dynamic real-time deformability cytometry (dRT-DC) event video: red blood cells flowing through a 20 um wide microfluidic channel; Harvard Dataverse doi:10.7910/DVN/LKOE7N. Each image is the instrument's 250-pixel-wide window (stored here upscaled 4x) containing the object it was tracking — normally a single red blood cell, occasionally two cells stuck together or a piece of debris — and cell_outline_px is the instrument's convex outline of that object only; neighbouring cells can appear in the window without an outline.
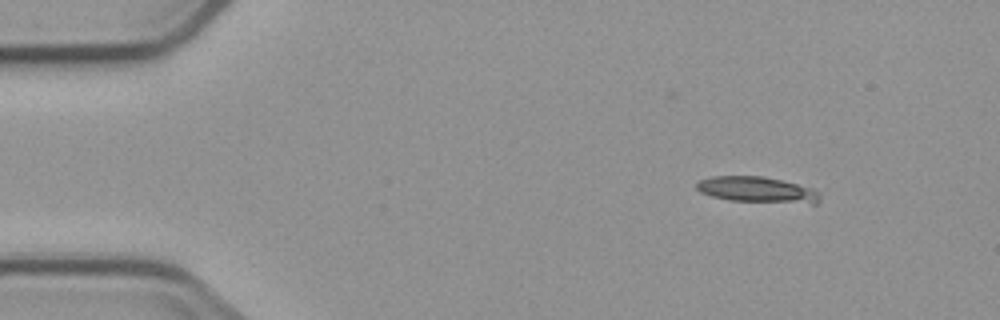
{"species": "common noctule bat (a hibernating species)", "species_latin": "Nyctalus noctula", "temperature_condition": "cold", "stored_images_in_passage": 4, "camera_frame_rate_fps": 3000, "um_per_image_px": 0.085, "animal": {"sex": "male", "body_mass_g": 23.1, "forearm_length_mm": 52.7}, "frame": {"image": 1, "passage_image": 2, "time_ms": 1.0, "image_size_px": [1000, 320], "cell_outline_px": [[820, 200], [816, 204], [812, 204], [728, 200], [712, 196], [700, 192], [696, 188], [696, 184], [700, 180], [712, 176], [764, 176], [812, 188], [820, 196]], "centroid_in_image_um": [64.35, 16.13], "position_along_channel_um": 20.7, "area_um2": 18.5}}